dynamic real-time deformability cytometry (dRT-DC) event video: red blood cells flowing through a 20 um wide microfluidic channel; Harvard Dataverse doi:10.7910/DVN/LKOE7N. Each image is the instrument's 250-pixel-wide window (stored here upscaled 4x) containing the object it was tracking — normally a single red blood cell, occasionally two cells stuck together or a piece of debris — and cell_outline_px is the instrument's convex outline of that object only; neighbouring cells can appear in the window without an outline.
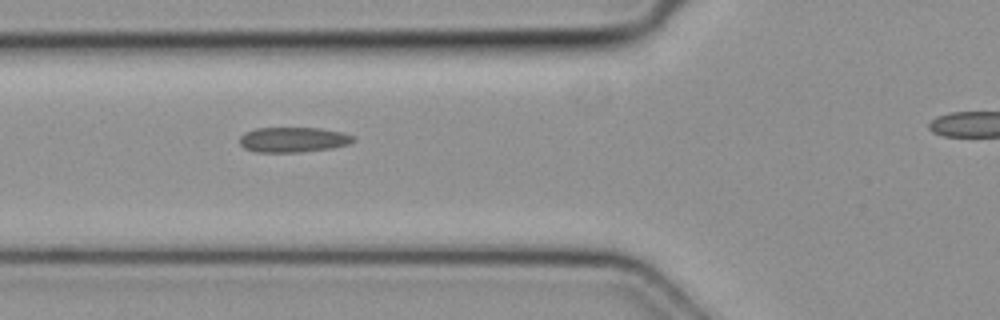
{"species": "common noctule bat (a hibernating species)", "species_latin": "Nyctalus noctula", "temperature_condition": "cold", "stored_images_in_passage": 8, "segment_of_instrument_passage": [1, 2], "camera_frame_rate_fps": 3000, "um_per_image_px": 0.085, "animal": {"sex": "female", "body_mass_g": 19.3, "forearm_length_mm": 54.1}, "frame": {"image": 1, "passage_image": 5, "time_ms": 1.333, "image_size_px": [1000, 320], "cell_outline_px": [[356, 140], [348, 144], [332, 148], [300, 152], [256, 152], [244, 148], [240, 144], [240, 136], [244, 132], [256, 128], [320, 128], [344, 132], [356, 136]], "centroid_in_image_um": [24.95, 11.87], "position_along_channel_um": 100.9, "area_um2": 16.82}}
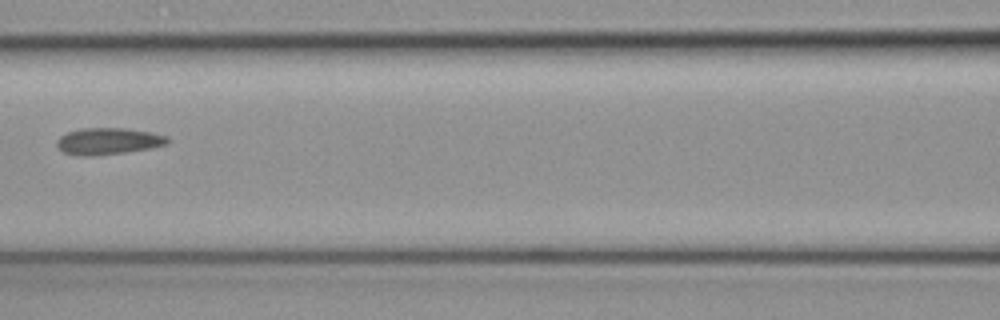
{"frame": {"image": 2, "passage_image": 6, "time_ms": 1.667, "image_size_px": [1000, 320], "cell_outline_px": [[168, 140], [164, 144], [152, 148], [124, 152], [84, 156], [80, 156], [64, 152], [56, 144], [56, 140], [60, 136], [68, 132], [84, 128], [124, 128], [152, 132], [168, 136]], "centroid_in_image_um": [9.19, 11.99], "position_along_channel_um": 157.4, "area_um2": 16.94}}
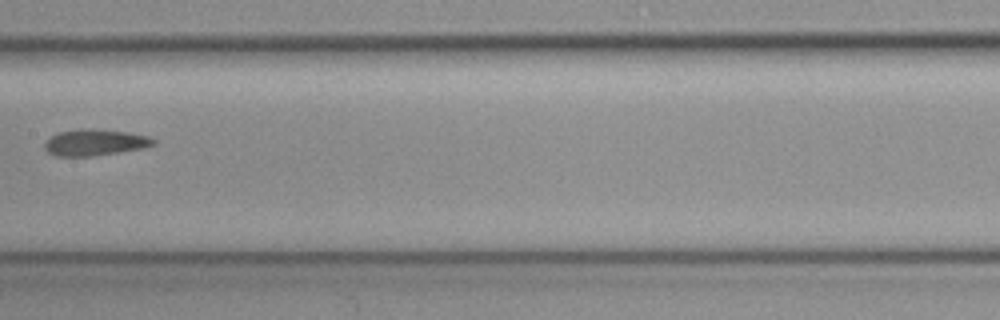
{"frame": {"image": 3, "passage_image": 7, "time_ms": 2.0, "image_size_px": [1000, 320], "cell_outline_px": [[156, 144], [144, 148], [92, 156], [56, 156], [48, 152], [44, 148], [44, 144], [52, 136], [60, 132], [80, 128], [92, 128], [124, 132], [148, 136], [156, 140]], "centroid_in_image_um": [8.08, 12.11], "position_along_channel_um": 199.3, "area_um2": 16.59}}